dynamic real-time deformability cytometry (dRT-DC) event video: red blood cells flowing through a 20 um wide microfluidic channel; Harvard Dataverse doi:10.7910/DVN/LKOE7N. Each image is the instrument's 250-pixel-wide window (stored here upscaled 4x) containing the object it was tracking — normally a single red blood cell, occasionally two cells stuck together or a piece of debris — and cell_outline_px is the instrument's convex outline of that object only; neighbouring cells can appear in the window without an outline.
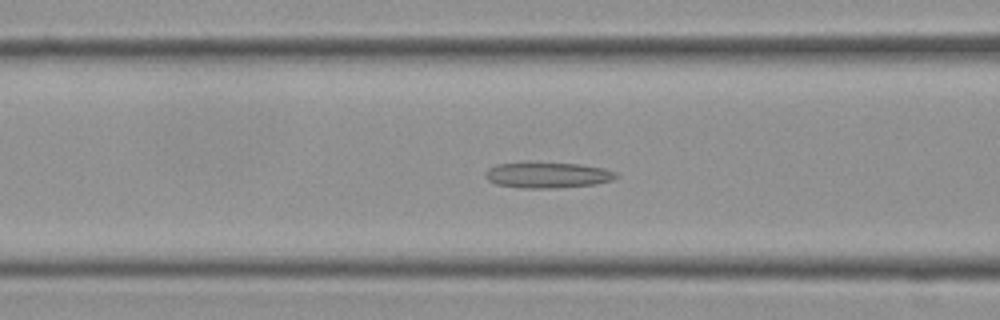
{"species": "Egyptian fruit bat (a non-hibernating species)", "species_latin": "Rousettus aegyptiacus", "temperature_condition": "cold", "stored_images_in_passage": 43, "camera_frame_rate_fps": 3000, "um_per_image_px": 0.085, "frame": {"image": 1, "passage_image": 9, "time_ms": 2.667, "image_size_px": [1000, 320], "cell_outline_px": [[620, 176], [612, 180], [596, 184], [548, 188], [524, 188], [496, 184], [488, 180], [484, 176], [484, 172], [488, 168], [496, 164], [580, 164], [604, 168], [616, 172]], "centroid_in_image_um": [46.56, 14.9], "position_along_channel_um": 120.0, "area_um2": 19.13}}
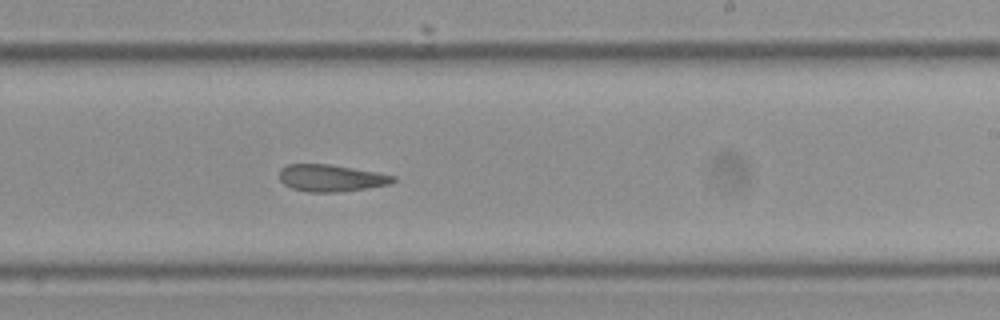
{"frame": {"image": 2, "passage_image": 21, "time_ms": 6.667, "image_size_px": [1000, 320], "cell_outline_px": [[396, 180], [392, 184], [336, 192], [308, 192], [292, 188], [284, 184], [280, 180], [280, 168], [288, 164], [328, 164], [376, 172], [396, 176]], "centroid_in_image_um": [28.13, 15.13], "position_along_channel_um": 260.9, "area_um2": 17.74}}
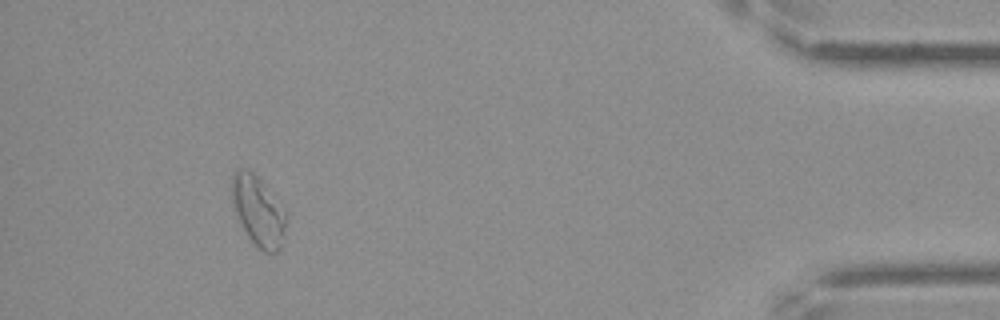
{"frame": {"image": 3, "passage_image": 39, "time_ms": 12.667, "image_size_px": [1000, 320], "cell_outline_px": [[284, 232], [280, 248], [276, 252], [264, 252], [248, 236], [240, 220], [232, 200], [232, 172], [236, 168], [248, 168], [264, 184], [284, 212]], "centroid_in_image_um": [21.9, 17.89], "position_along_channel_um": 413.3, "area_um2": 21.1}, "authors_computed_cell_mechanics": {"area_um2": 19.1318, "velocity_mm_per_s": 3.5154, "shape_relaxation_time_tau1_ms": null, "shape_relaxation_time_tau2_ms": 5.6858, "deformation_change_tau1": null, "deformation_change_tau2": 0.1384}}